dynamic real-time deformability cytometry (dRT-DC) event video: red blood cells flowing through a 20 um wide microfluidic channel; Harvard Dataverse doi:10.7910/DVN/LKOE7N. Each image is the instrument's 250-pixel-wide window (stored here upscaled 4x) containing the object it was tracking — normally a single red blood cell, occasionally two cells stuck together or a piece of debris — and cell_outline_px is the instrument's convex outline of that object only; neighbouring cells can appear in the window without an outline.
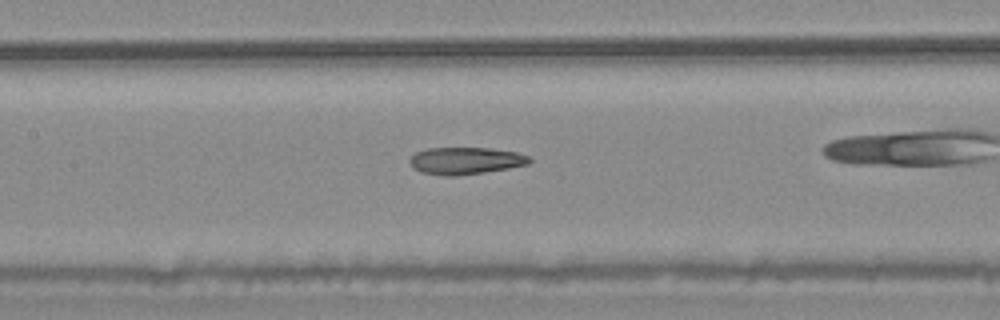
{"species": "common noctule bat (a hibernating species)", "species_latin": "Nyctalus noctula", "temperature_condition": "warm", "stored_images_in_passage": 43, "camera_frame_rate_fps": 3000, "um_per_image_px": 0.085, "animal": {"sex": "male", "body_mass_g": 20.4}, "frame": {"image": 1, "passage_image": 25, "time_ms": 8.0, "image_size_px": [1000, 320], "cell_outline_px": [[532, 160], [528, 164], [508, 168], [484, 172], [456, 176], [444, 176], [420, 172], [412, 168], [408, 160], [416, 152], [424, 148], [488, 148], [516, 152], [528, 156]], "centroid_in_image_um": [39.51, 13.66], "position_along_channel_um": 167.9, "area_um2": 18.96}}